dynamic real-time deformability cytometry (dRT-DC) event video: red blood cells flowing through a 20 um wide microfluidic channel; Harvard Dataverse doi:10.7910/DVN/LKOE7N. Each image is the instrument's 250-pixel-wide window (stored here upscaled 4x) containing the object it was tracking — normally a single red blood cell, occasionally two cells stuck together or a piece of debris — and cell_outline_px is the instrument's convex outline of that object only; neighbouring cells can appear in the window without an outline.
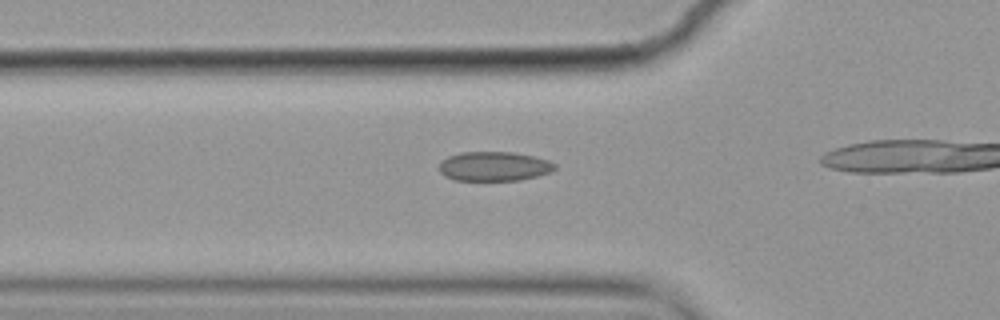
{"species": "common noctule bat (a hibernating species)", "species_latin": "Nyctalus noctula", "temperature_condition": "cold", "stored_images_in_passage": 22, "camera_frame_rate_fps": 3000, "um_per_image_px": 0.085, "animal": {"sex": "female", "body_mass_g": 19.9}, "frame": {"image": 1, "passage_image": 13, "time_ms": 4.0, "image_size_px": [1000, 320], "cell_outline_px": [[556, 168], [548, 172], [536, 176], [520, 180], [456, 180], [444, 176], [440, 172], [440, 164], [448, 156], [460, 152], [512, 152], [532, 156], [548, 160], [556, 164]], "centroid_in_image_um": [41.99, 14.13], "position_along_channel_um": 83.8, "area_um2": 19.59}}